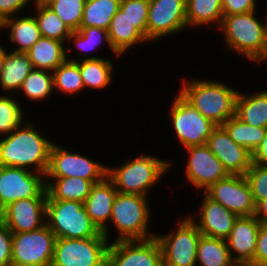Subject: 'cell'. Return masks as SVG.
<instances>
[{
    "mask_svg": "<svg viewBox=\"0 0 267 266\" xmlns=\"http://www.w3.org/2000/svg\"><path fill=\"white\" fill-rule=\"evenodd\" d=\"M35 126L27 120L9 135L0 138V166L46 174L54 141L42 136Z\"/></svg>",
    "mask_w": 267,
    "mask_h": 266,
    "instance_id": "cell-1",
    "label": "cell"
},
{
    "mask_svg": "<svg viewBox=\"0 0 267 266\" xmlns=\"http://www.w3.org/2000/svg\"><path fill=\"white\" fill-rule=\"evenodd\" d=\"M179 94L205 118L222 125L236 115V99L239 89L213 80H182Z\"/></svg>",
    "mask_w": 267,
    "mask_h": 266,
    "instance_id": "cell-2",
    "label": "cell"
},
{
    "mask_svg": "<svg viewBox=\"0 0 267 266\" xmlns=\"http://www.w3.org/2000/svg\"><path fill=\"white\" fill-rule=\"evenodd\" d=\"M257 11L236 15H224L219 30L228 51L258 63L267 46V15L265 21L258 20Z\"/></svg>",
    "mask_w": 267,
    "mask_h": 266,
    "instance_id": "cell-3",
    "label": "cell"
},
{
    "mask_svg": "<svg viewBox=\"0 0 267 266\" xmlns=\"http://www.w3.org/2000/svg\"><path fill=\"white\" fill-rule=\"evenodd\" d=\"M173 167L169 160H162L151 154H139L116 167H107V177L112 181L118 193L147 194L156 186L167 171ZM150 189V190H149Z\"/></svg>",
    "mask_w": 267,
    "mask_h": 266,
    "instance_id": "cell-4",
    "label": "cell"
},
{
    "mask_svg": "<svg viewBox=\"0 0 267 266\" xmlns=\"http://www.w3.org/2000/svg\"><path fill=\"white\" fill-rule=\"evenodd\" d=\"M148 201V197L142 195L117 193L110 222L115 225L118 234L112 242L147 240L155 237L156 233L149 231L152 211Z\"/></svg>",
    "mask_w": 267,
    "mask_h": 266,
    "instance_id": "cell-5",
    "label": "cell"
},
{
    "mask_svg": "<svg viewBox=\"0 0 267 266\" xmlns=\"http://www.w3.org/2000/svg\"><path fill=\"white\" fill-rule=\"evenodd\" d=\"M46 225L56 238L105 237L79 201L46 200Z\"/></svg>",
    "mask_w": 267,
    "mask_h": 266,
    "instance_id": "cell-6",
    "label": "cell"
},
{
    "mask_svg": "<svg viewBox=\"0 0 267 266\" xmlns=\"http://www.w3.org/2000/svg\"><path fill=\"white\" fill-rule=\"evenodd\" d=\"M168 234L158 235L163 266H196L197 246L201 236L197 225L186 215Z\"/></svg>",
    "mask_w": 267,
    "mask_h": 266,
    "instance_id": "cell-7",
    "label": "cell"
},
{
    "mask_svg": "<svg viewBox=\"0 0 267 266\" xmlns=\"http://www.w3.org/2000/svg\"><path fill=\"white\" fill-rule=\"evenodd\" d=\"M169 108L172 129L183 148L205 145L213 129L217 126L205 118L195 107L188 103L179 93L175 95Z\"/></svg>",
    "mask_w": 267,
    "mask_h": 266,
    "instance_id": "cell-8",
    "label": "cell"
},
{
    "mask_svg": "<svg viewBox=\"0 0 267 266\" xmlns=\"http://www.w3.org/2000/svg\"><path fill=\"white\" fill-rule=\"evenodd\" d=\"M109 245L106 237L56 238L51 266H106Z\"/></svg>",
    "mask_w": 267,
    "mask_h": 266,
    "instance_id": "cell-9",
    "label": "cell"
},
{
    "mask_svg": "<svg viewBox=\"0 0 267 266\" xmlns=\"http://www.w3.org/2000/svg\"><path fill=\"white\" fill-rule=\"evenodd\" d=\"M55 240L46 224L35 231L12 233V266H51Z\"/></svg>",
    "mask_w": 267,
    "mask_h": 266,
    "instance_id": "cell-10",
    "label": "cell"
},
{
    "mask_svg": "<svg viewBox=\"0 0 267 266\" xmlns=\"http://www.w3.org/2000/svg\"><path fill=\"white\" fill-rule=\"evenodd\" d=\"M66 148L56 142L53 143L45 177H79L94 184L107 176V165Z\"/></svg>",
    "mask_w": 267,
    "mask_h": 266,
    "instance_id": "cell-11",
    "label": "cell"
},
{
    "mask_svg": "<svg viewBox=\"0 0 267 266\" xmlns=\"http://www.w3.org/2000/svg\"><path fill=\"white\" fill-rule=\"evenodd\" d=\"M24 198H47L45 175L24 168L0 166L3 207Z\"/></svg>",
    "mask_w": 267,
    "mask_h": 266,
    "instance_id": "cell-12",
    "label": "cell"
},
{
    "mask_svg": "<svg viewBox=\"0 0 267 266\" xmlns=\"http://www.w3.org/2000/svg\"><path fill=\"white\" fill-rule=\"evenodd\" d=\"M187 26L186 0H149L147 40L157 42L184 31Z\"/></svg>",
    "mask_w": 267,
    "mask_h": 266,
    "instance_id": "cell-13",
    "label": "cell"
},
{
    "mask_svg": "<svg viewBox=\"0 0 267 266\" xmlns=\"http://www.w3.org/2000/svg\"><path fill=\"white\" fill-rule=\"evenodd\" d=\"M203 193L239 217L255 215L256 204L245 175H228Z\"/></svg>",
    "mask_w": 267,
    "mask_h": 266,
    "instance_id": "cell-14",
    "label": "cell"
},
{
    "mask_svg": "<svg viewBox=\"0 0 267 266\" xmlns=\"http://www.w3.org/2000/svg\"><path fill=\"white\" fill-rule=\"evenodd\" d=\"M106 266H163L160 244L155 237L110 242Z\"/></svg>",
    "mask_w": 267,
    "mask_h": 266,
    "instance_id": "cell-15",
    "label": "cell"
},
{
    "mask_svg": "<svg viewBox=\"0 0 267 266\" xmlns=\"http://www.w3.org/2000/svg\"><path fill=\"white\" fill-rule=\"evenodd\" d=\"M188 152L186 157L185 177L194 189L202 193L212 184L229 174L221 161L205 145L189 146L184 148Z\"/></svg>",
    "mask_w": 267,
    "mask_h": 266,
    "instance_id": "cell-16",
    "label": "cell"
},
{
    "mask_svg": "<svg viewBox=\"0 0 267 266\" xmlns=\"http://www.w3.org/2000/svg\"><path fill=\"white\" fill-rule=\"evenodd\" d=\"M206 145L221 161L229 175H245L252 164V153L236 144L222 125H217Z\"/></svg>",
    "mask_w": 267,
    "mask_h": 266,
    "instance_id": "cell-17",
    "label": "cell"
},
{
    "mask_svg": "<svg viewBox=\"0 0 267 266\" xmlns=\"http://www.w3.org/2000/svg\"><path fill=\"white\" fill-rule=\"evenodd\" d=\"M47 198H24L4 207L2 221L12 233L35 231L46 224Z\"/></svg>",
    "mask_w": 267,
    "mask_h": 266,
    "instance_id": "cell-18",
    "label": "cell"
},
{
    "mask_svg": "<svg viewBox=\"0 0 267 266\" xmlns=\"http://www.w3.org/2000/svg\"><path fill=\"white\" fill-rule=\"evenodd\" d=\"M260 223L254 215L240 216L235 221L226 242L231 258L237 266H253Z\"/></svg>",
    "mask_w": 267,
    "mask_h": 266,
    "instance_id": "cell-19",
    "label": "cell"
},
{
    "mask_svg": "<svg viewBox=\"0 0 267 266\" xmlns=\"http://www.w3.org/2000/svg\"><path fill=\"white\" fill-rule=\"evenodd\" d=\"M202 199L197 215L192 216L189 213L188 216L197 225L202 235L226 239L239 216L209 198L205 193Z\"/></svg>",
    "mask_w": 267,
    "mask_h": 266,
    "instance_id": "cell-20",
    "label": "cell"
},
{
    "mask_svg": "<svg viewBox=\"0 0 267 266\" xmlns=\"http://www.w3.org/2000/svg\"><path fill=\"white\" fill-rule=\"evenodd\" d=\"M117 193L118 191L114 184L106 176L102 181L92 185L90 193L84 202V207L91 221L108 240L111 239L110 234H112L109 233L111 228L108 227V224H110L112 206Z\"/></svg>",
    "mask_w": 267,
    "mask_h": 266,
    "instance_id": "cell-21",
    "label": "cell"
},
{
    "mask_svg": "<svg viewBox=\"0 0 267 266\" xmlns=\"http://www.w3.org/2000/svg\"><path fill=\"white\" fill-rule=\"evenodd\" d=\"M112 49L122 57L130 48L140 44H150L147 38L133 25L127 16L119 9L111 20L108 29Z\"/></svg>",
    "mask_w": 267,
    "mask_h": 266,
    "instance_id": "cell-22",
    "label": "cell"
},
{
    "mask_svg": "<svg viewBox=\"0 0 267 266\" xmlns=\"http://www.w3.org/2000/svg\"><path fill=\"white\" fill-rule=\"evenodd\" d=\"M72 47L66 48L65 43L41 37L27 52L34 69L53 72L67 60Z\"/></svg>",
    "mask_w": 267,
    "mask_h": 266,
    "instance_id": "cell-23",
    "label": "cell"
},
{
    "mask_svg": "<svg viewBox=\"0 0 267 266\" xmlns=\"http://www.w3.org/2000/svg\"><path fill=\"white\" fill-rule=\"evenodd\" d=\"M34 69L29 56L26 53L7 51L4 65L0 74V88L8 95H20L19 90L24 79ZM17 91V92H16Z\"/></svg>",
    "mask_w": 267,
    "mask_h": 266,
    "instance_id": "cell-24",
    "label": "cell"
},
{
    "mask_svg": "<svg viewBox=\"0 0 267 266\" xmlns=\"http://www.w3.org/2000/svg\"><path fill=\"white\" fill-rule=\"evenodd\" d=\"M20 14L3 21V29L8 30V39L11 44H16L13 52L26 53L41 37L34 14L26 16Z\"/></svg>",
    "mask_w": 267,
    "mask_h": 266,
    "instance_id": "cell-25",
    "label": "cell"
},
{
    "mask_svg": "<svg viewBox=\"0 0 267 266\" xmlns=\"http://www.w3.org/2000/svg\"><path fill=\"white\" fill-rule=\"evenodd\" d=\"M47 200L85 202L93 183L79 177H45Z\"/></svg>",
    "mask_w": 267,
    "mask_h": 266,
    "instance_id": "cell-26",
    "label": "cell"
},
{
    "mask_svg": "<svg viewBox=\"0 0 267 266\" xmlns=\"http://www.w3.org/2000/svg\"><path fill=\"white\" fill-rule=\"evenodd\" d=\"M254 92L239 91L236 116L251 126L267 128V89Z\"/></svg>",
    "mask_w": 267,
    "mask_h": 266,
    "instance_id": "cell-27",
    "label": "cell"
},
{
    "mask_svg": "<svg viewBox=\"0 0 267 266\" xmlns=\"http://www.w3.org/2000/svg\"><path fill=\"white\" fill-rule=\"evenodd\" d=\"M223 16L221 0H186L188 28L208 26L209 29H218Z\"/></svg>",
    "mask_w": 267,
    "mask_h": 266,
    "instance_id": "cell-28",
    "label": "cell"
},
{
    "mask_svg": "<svg viewBox=\"0 0 267 266\" xmlns=\"http://www.w3.org/2000/svg\"><path fill=\"white\" fill-rule=\"evenodd\" d=\"M67 41H70V43L74 44L76 47L75 50H78L79 53L76 55V57H67V60L78 62L80 57H83V60L86 59H99L102 57L99 56H86V53H90L93 50H97V48L102 44L106 43L108 45L109 50L117 56L120 57L111 47L108 31L104 29H100L97 27H80L77 31H72L71 35L68 37ZM81 51V52H80ZM89 51V52H88Z\"/></svg>",
    "mask_w": 267,
    "mask_h": 266,
    "instance_id": "cell-29",
    "label": "cell"
},
{
    "mask_svg": "<svg viewBox=\"0 0 267 266\" xmlns=\"http://www.w3.org/2000/svg\"><path fill=\"white\" fill-rule=\"evenodd\" d=\"M114 64L110 59H86L79 60V71L82 77L84 89L103 90L110 86L114 80ZM114 70V71H113ZM113 74V75H112Z\"/></svg>",
    "mask_w": 267,
    "mask_h": 266,
    "instance_id": "cell-30",
    "label": "cell"
},
{
    "mask_svg": "<svg viewBox=\"0 0 267 266\" xmlns=\"http://www.w3.org/2000/svg\"><path fill=\"white\" fill-rule=\"evenodd\" d=\"M237 266L232 260L226 239L200 236L196 266Z\"/></svg>",
    "mask_w": 267,
    "mask_h": 266,
    "instance_id": "cell-31",
    "label": "cell"
},
{
    "mask_svg": "<svg viewBox=\"0 0 267 266\" xmlns=\"http://www.w3.org/2000/svg\"><path fill=\"white\" fill-rule=\"evenodd\" d=\"M121 0H86L80 27H97L107 30Z\"/></svg>",
    "mask_w": 267,
    "mask_h": 266,
    "instance_id": "cell-32",
    "label": "cell"
},
{
    "mask_svg": "<svg viewBox=\"0 0 267 266\" xmlns=\"http://www.w3.org/2000/svg\"><path fill=\"white\" fill-rule=\"evenodd\" d=\"M33 7H35L34 11L30 10V12H35L34 17L42 37L67 43L72 31L62 19L47 5L33 4Z\"/></svg>",
    "mask_w": 267,
    "mask_h": 266,
    "instance_id": "cell-33",
    "label": "cell"
},
{
    "mask_svg": "<svg viewBox=\"0 0 267 266\" xmlns=\"http://www.w3.org/2000/svg\"><path fill=\"white\" fill-rule=\"evenodd\" d=\"M222 126L236 144L242 145L251 153L261 143L267 131V128L255 127L243 122L236 115L229 118Z\"/></svg>",
    "mask_w": 267,
    "mask_h": 266,
    "instance_id": "cell-34",
    "label": "cell"
},
{
    "mask_svg": "<svg viewBox=\"0 0 267 266\" xmlns=\"http://www.w3.org/2000/svg\"><path fill=\"white\" fill-rule=\"evenodd\" d=\"M26 96L28 101H46L54 93L52 72L41 69H33L24 79L19 93Z\"/></svg>",
    "mask_w": 267,
    "mask_h": 266,
    "instance_id": "cell-35",
    "label": "cell"
},
{
    "mask_svg": "<svg viewBox=\"0 0 267 266\" xmlns=\"http://www.w3.org/2000/svg\"><path fill=\"white\" fill-rule=\"evenodd\" d=\"M54 90L62 94L76 95L84 91L82 77L79 71V61L66 60L53 72Z\"/></svg>",
    "mask_w": 267,
    "mask_h": 266,
    "instance_id": "cell-36",
    "label": "cell"
},
{
    "mask_svg": "<svg viewBox=\"0 0 267 266\" xmlns=\"http://www.w3.org/2000/svg\"><path fill=\"white\" fill-rule=\"evenodd\" d=\"M14 95L0 93V138L9 135L17 127L24 124L23 107ZM25 120V121H24Z\"/></svg>",
    "mask_w": 267,
    "mask_h": 266,
    "instance_id": "cell-37",
    "label": "cell"
},
{
    "mask_svg": "<svg viewBox=\"0 0 267 266\" xmlns=\"http://www.w3.org/2000/svg\"><path fill=\"white\" fill-rule=\"evenodd\" d=\"M86 0H52L47 4L71 31L80 28Z\"/></svg>",
    "mask_w": 267,
    "mask_h": 266,
    "instance_id": "cell-38",
    "label": "cell"
},
{
    "mask_svg": "<svg viewBox=\"0 0 267 266\" xmlns=\"http://www.w3.org/2000/svg\"><path fill=\"white\" fill-rule=\"evenodd\" d=\"M119 9L147 38L149 0H121Z\"/></svg>",
    "mask_w": 267,
    "mask_h": 266,
    "instance_id": "cell-39",
    "label": "cell"
},
{
    "mask_svg": "<svg viewBox=\"0 0 267 266\" xmlns=\"http://www.w3.org/2000/svg\"><path fill=\"white\" fill-rule=\"evenodd\" d=\"M245 177L250 185L255 204L267 199V168L252 163Z\"/></svg>",
    "mask_w": 267,
    "mask_h": 266,
    "instance_id": "cell-40",
    "label": "cell"
},
{
    "mask_svg": "<svg viewBox=\"0 0 267 266\" xmlns=\"http://www.w3.org/2000/svg\"><path fill=\"white\" fill-rule=\"evenodd\" d=\"M12 232L0 219V266H12Z\"/></svg>",
    "mask_w": 267,
    "mask_h": 266,
    "instance_id": "cell-41",
    "label": "cell"
},
{
    "mask_svg": "<svg viewBox=\"0 0 267 266\" xmlns=\"http://www.w3.org/2000/svg\"><path fill=\"white\" fill-rule=\"evenodd\" d=\"M257 0H221L223 15H236L257 11Z\"/></svg>",
    "mask_w": 267,
    "mask_h": 266,
    "instance_id": "cell-42",
    "label": "cell"
},
{
    "mask_svg": "<svg viewBox=\"0 0 267 266\" xmlns=\"http://www.w3.org/2000/svg\"><path fill=\"white\" fill-rule=\"evenodd\" d=\"M253 266H267V223H260Z\"/></svg>",
    "mask_w": 267,
    "mask_h": 266,
    "instance_id": "cell-43",
    "label": "cell"
},
{
    "mask_svg": "<svg viewBox=\"0 0 267 266\" xmlns=\"http://www.w3.org/2000/svg\"><path fill=\"white\" fill-rule=\"evenodd\" d=\"M32 0H0V18L2 21L21 14L22 10L30 11ZM28 6V7H27ZM26 7V8H25Z\"/></svg>",
    "mask_w": 267,
    "mask_h": 266,
    "instance_id": "cell-44",
    "label": "cell"
},
{
    "mask_svg": "<svg viewBox=\"0 0 267 266\" xmlns=\"http://www.w3.org/2000/svg\"><path fill=\"white\" fill-rule=\"evenodd\" d=\"M252 163L267 168V131L261 143L252 153Z\"/></svg>",
    "mask_w": 267,
    "mask_h": 266,
    "instance_id": "cell-45",
    "label": "cell"
},
{
    "mask_svg": "<svg viewBox=\"0 0 267 266\" xmlns=\"http://www.w3.org/2000/svg\"><path fill=\"white\" fill-rule=\"evenodd\" d=\"M261 223H267V199L261 200L256 204L254 215Z\"/></svg>",
    "mask_w": 267,
    "mask_h": 266,
    "instance_id": "cell-46",
    "label": "cell"
},
{
    "mask_svg": "<svg viewBox=\"0 0 267 266\" xmlns=\"http://www.w3.org/2000/svg\"><path fill=\"white\" fill-rule=\"evenodd\" d=\"M7 48H4L1 44H0V74L2 72L3 69V65H4V59H5V54L8 50H6Z\"/></svg>",
    "mask_w": 267,
    "mask_h": 266,
    "instance_id": "cell-47",
    "label": "cell"
},
{
    "mask_svg": "<svg viewBox=\"0 0 267 266\" xmlns=\"http://www.w3.org/2000/svg\"><path fill=\"white\" fill-rule=\"evenodd\" d=\"M52 0H32V4H37V5H47L50 3ZM34 2V3H33Z\"/></svg>",
    "mask_w": 267,
    "mask_h": 266,
    "instance_id": "cell-48",
    "label": "cell"
},
{
    "mask_svg": "<svg viewBox=\"0 0 267 266\" xmlns=\"http://www.w3.org/2000/svg\"><path fill=\"white\" fill-rule=\"evenodd\" d=\"M266 60H267V46L263 58L258 63L260 64L261 62H265Z\"/></svg>",
    "mask_w": 267,
    "mask_h": 266,
    "instance_id": "cell-49",
    "label": "cell"
},
{
    "mask_svg": "<svg viewBox=\"0 0 267 266\" xmlns=\"http://www.w3.org/2000/svg\"><path fill=\"white\" fill-rule=\"evenodd\" d=\"M3 213H4V207L2 203L0 202V219H2Z\"/></svg>",
    "mask_w": 267,
    "mask_h": 266,
    "instance_id": "cell-50",
    "label": "cell"
},
{
    "mask_svg": "<svg viewBox=\"0 0 267 266\" xmlns=\"http://www.w3.org/2000/svg\"><path fill=\"white\" fill-rule=\"evenodd\" d=\"M0 30H3V21L1 18H0Z\"/></svg>",
    "mask_w": 267,
    "mask_h": 266,
    "instance_id": "cell-51",
    "label": "cell"
}]
</instances>
